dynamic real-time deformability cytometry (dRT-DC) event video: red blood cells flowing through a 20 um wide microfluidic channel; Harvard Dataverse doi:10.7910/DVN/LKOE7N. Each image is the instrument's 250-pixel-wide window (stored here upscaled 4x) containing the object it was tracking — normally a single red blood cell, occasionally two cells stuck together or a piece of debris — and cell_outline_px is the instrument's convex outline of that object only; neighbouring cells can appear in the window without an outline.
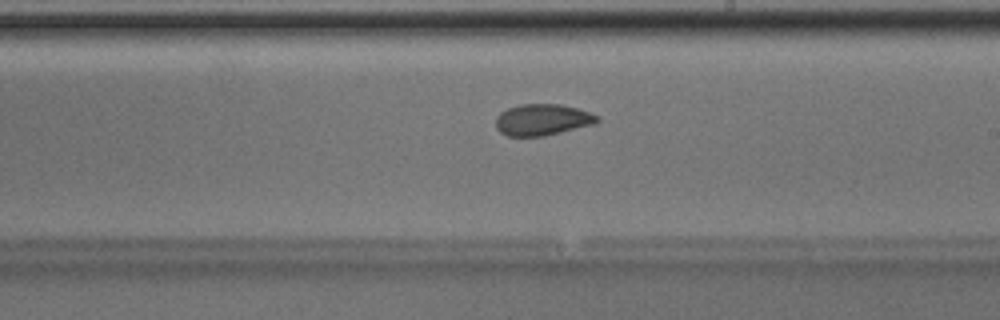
{"species": "Egyptian fruit bat (a non-hibernating species)", "species_latin": "Rousettus aegyptiacus", "temperature_condition": "room temperature", "stored_images_in_passage": 36, "camera_frame_rate_fps": 3000, "um_per_image_px": 0.085, "animal": {"sex": "male"}, "frame": {"image": 1, "passage_image": 15, "time_ms": 4.667, "image_size_px": [1000, 320], "cell_outline_px": [[600, 120], [596, 124], [544, 136], [508, 136], [500, 132], [496, 128], [496, 116], [500, 112], [508, 108], [520, 104], [560, 104], [576, 108], [600, 116]], "centroid_in_image_um": [46.11, 10.18], "position_along_channel_um": 242.9, "area_um2": 18.67}}
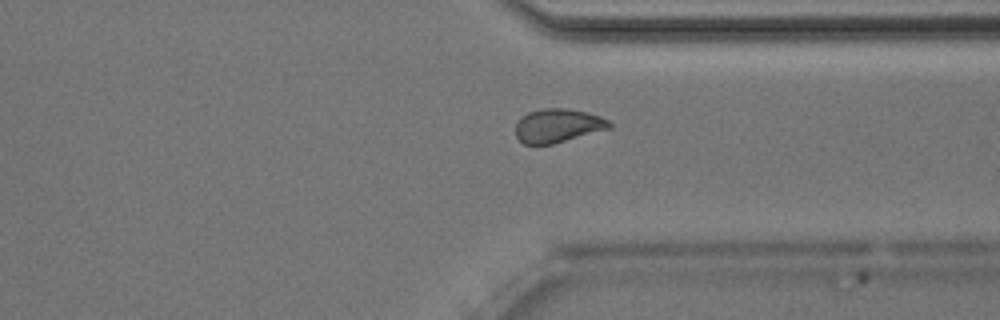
{"frame": {"image": 2, "passage_image": 24, "time_ms": 7.667, "image_size_px": [1000, 320], "cell_outline_px": [[612, 128], [552, 144], [524, 144], [516, 136], [516, 124], [520, 116], [528, 112], [540, 108], [564, 108], [584, 112], [600, 116], [608, 120], [612, 124]], "centroid_in_image_um": [47.4, 10.67], "position_along_channel_um": 364.0, "area_um2": 18.44}}
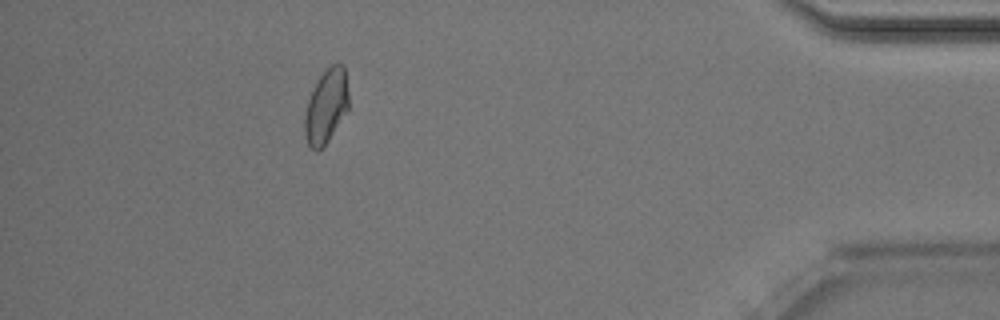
{"frame": {"image": 3, "passage_image": 31, "time_ms": 10.0, "image_size_px": [1000, 320], "cell_outline_px": [[348, 108], [328, 140], [316, 152], [308, 144], [304, 132], [304, 116], [308, 100], [320, 76], [332, 64], [344, 64], [348, 92]], "centroid_in_image_um": [27.72, 9.03], "position_along_channel_um": 407.5, "area_um2": 18.5}, "authors_computed_cell_mechanics": {"area_um2": 18.6694, "velocity_mm_per_s": 4.0328, "shape_relaxation_time_tau1_ms": null, "shape_relaxation_time_tau2_ms": 1.2171, "deformation_change_tau1": null, "deformation_change_tau2": 0.0568}}